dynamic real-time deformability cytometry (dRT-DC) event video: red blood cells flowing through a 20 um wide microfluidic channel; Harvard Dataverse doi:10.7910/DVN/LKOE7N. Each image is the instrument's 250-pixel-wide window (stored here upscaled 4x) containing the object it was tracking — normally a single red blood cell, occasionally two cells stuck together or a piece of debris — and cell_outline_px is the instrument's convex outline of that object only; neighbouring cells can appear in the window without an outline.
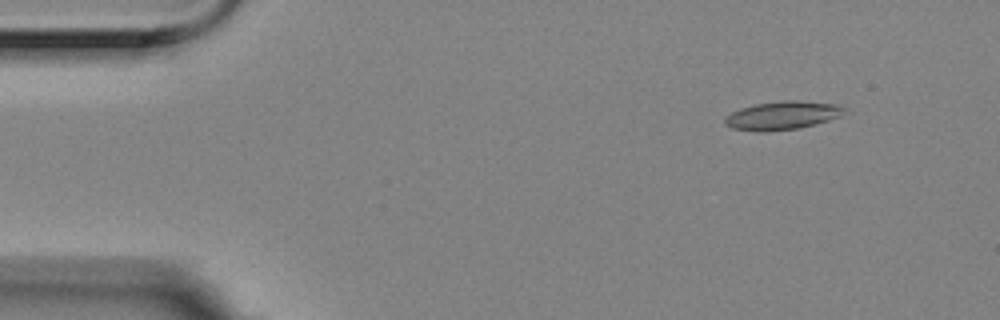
{"species": "Egyptian fruit bat (a non-hibernating species)", "species_latin": "Rousettus aegyptiacus", "temperature_condition": "room temperature", "stored_images_in_passage": 4, "camera_frame_rate_fps": 3000, "um_per_image_px": 0.085, "animal": {"sex": "female"}, "frame": {"image": 1, "passage_image": 1, "time_ms": 0.0, "image_size_px": [1000, 320], "cell_outline_px": [[844, 108], [840, 116], [828, 120], [800, 128], [764, 132], [756, 132], [732, 128], [724, 124], [724, 116], [740, 108], [756, 104], [784, 100], [796, 100], [840, 104]], "centroid_in_image_um": [66.45, 9.82], "position_along_channel_um": 18.5, "area_um2": 19.83}}
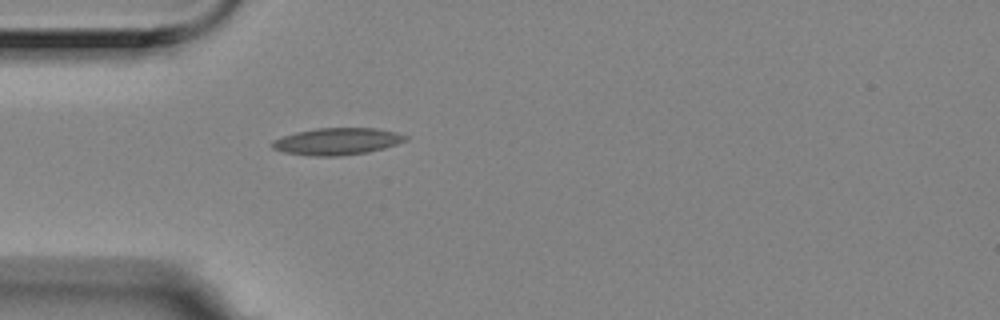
{"frame": {"image": 2, "passage_image": 4, "time_ms": 1.0, "image_size_px": [1000, 320], "cell_outline_px": [[408, 136], [404, 140], [396, 144], [384, 148], [368, 152], [340, 156], [312, 156], [284, 152], [272, 148], [268, 144], [272, 140], [296, 132], [316, 128], [376, 128], [396, 132]], "centroid_in_image_um": [28.61, 12.02], "position_along_channel_um": 56.4, "area_um2": 20.92}}